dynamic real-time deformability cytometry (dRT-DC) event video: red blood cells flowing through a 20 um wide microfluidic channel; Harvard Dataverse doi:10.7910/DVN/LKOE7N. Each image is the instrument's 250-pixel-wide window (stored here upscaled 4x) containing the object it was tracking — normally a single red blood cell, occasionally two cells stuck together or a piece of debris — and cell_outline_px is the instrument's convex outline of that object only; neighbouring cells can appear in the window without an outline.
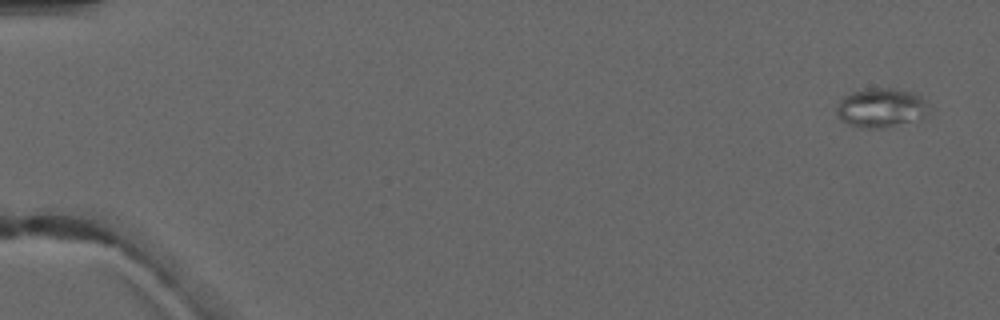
{"species": "common noctule bat (a hibernating species)", "species_latin": "Nyctalus noctula", "temperature_condition": "warm", "stored_images_in_passage": 5, "camera_frame_rate_fps": 3000, "um_per_image_px": 0.085, "animal": {"sex": "male", "forearm_length_mm": 52.5}, "frame": {"image": 1, "passage_image": 1, "time_ms": 0.0, "image_size_px": [1000, 320], "cell_outline_px": [[932, 108], [924, 116], [880, 128], [860, 128], [848, 124], [840, 120], [836, 112], [836, 108], [840, 100], [844, 96], [852, 92], [872, 88], [892, 88], [916, 92]], "centroid_in_image_um": [74.87, 9.14], "position_along_channel_um": 10.1, "area_um2": 20.92}}